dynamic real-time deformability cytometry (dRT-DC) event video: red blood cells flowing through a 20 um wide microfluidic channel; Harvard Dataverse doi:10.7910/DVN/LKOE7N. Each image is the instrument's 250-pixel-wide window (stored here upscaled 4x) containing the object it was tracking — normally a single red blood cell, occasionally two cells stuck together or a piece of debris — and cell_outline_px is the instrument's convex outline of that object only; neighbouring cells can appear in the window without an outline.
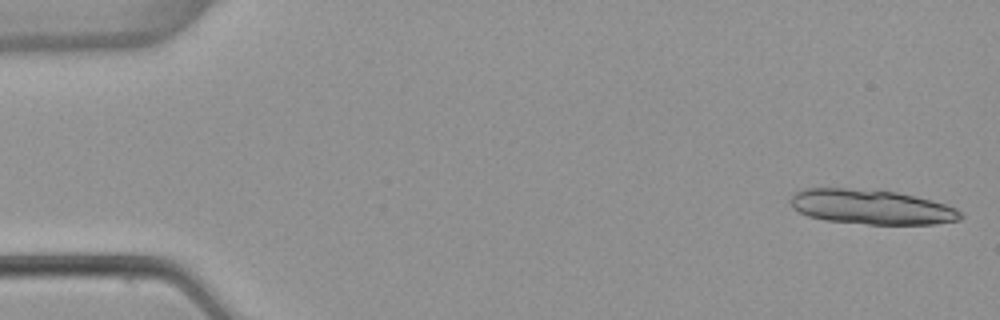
{"species": "common noctule bat (a hibernating species)", "species_latin": "Nyctalus noctula", "temperature_condition": "warm", "stored_images_in_passage": 14, "camera_frame_rate_fps": 3000, "um_per_image_px": 0.085, "animal": {"sex": "female", "body_mass_g": 22.7, "forearm_length_mm": 54.2}, "frame": {"image": 1, "passage_image": 1, "time_ms": 0.0, "image_size_px": [1000, 320], "cell_outline_px": [[964, 216], [960, 220], [936, 224], [868, 224], [824, 220], [808, 216], [792, 208], [788, 200], [796, 192], [804, 188], [848, 188], [896, 192], [932, 200], [956, 208]], "centroid_in_image_um": [74.05, 17.59], "position_along_channel_um": 11.0, "area_um2": 34.45}}